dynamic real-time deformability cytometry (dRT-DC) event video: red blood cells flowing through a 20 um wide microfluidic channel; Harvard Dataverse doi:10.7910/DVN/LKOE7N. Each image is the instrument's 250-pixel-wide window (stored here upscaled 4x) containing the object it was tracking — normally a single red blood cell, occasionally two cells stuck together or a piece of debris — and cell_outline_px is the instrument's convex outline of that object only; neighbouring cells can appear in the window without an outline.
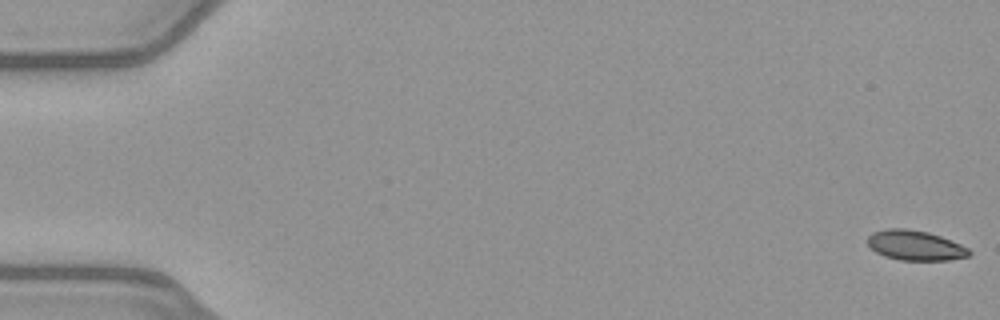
{"species": "common noctule bat (a hibernating species)", "species_latin": "Nyctalus noctula", "temperature_condition": "warm", "stored_images_in_passage": 10, "camera_frame_rate_fps": 3000, "um_per_image_px": 0.085, "animal": {"sex": "female", "body_mass_g": 21.9}, "frame": {"image": 1, "passage_image": 1, "time_ms": 0.0, "image_size_px": [1000, 320], "cell_outline_px": [[972, 252], [968, 256], [948, 260], [900, 260], [884, 256], [876, 252], [868, 244], [868, 236], [872, 232], [888, 228], [908, 228], [928, 232], [940, 236], [960, 244], [968, 248]], "centroid_in_image_um": [77.78, 20.85], "position_along_channel_um": 7.2, "area_um2": 17.69}}